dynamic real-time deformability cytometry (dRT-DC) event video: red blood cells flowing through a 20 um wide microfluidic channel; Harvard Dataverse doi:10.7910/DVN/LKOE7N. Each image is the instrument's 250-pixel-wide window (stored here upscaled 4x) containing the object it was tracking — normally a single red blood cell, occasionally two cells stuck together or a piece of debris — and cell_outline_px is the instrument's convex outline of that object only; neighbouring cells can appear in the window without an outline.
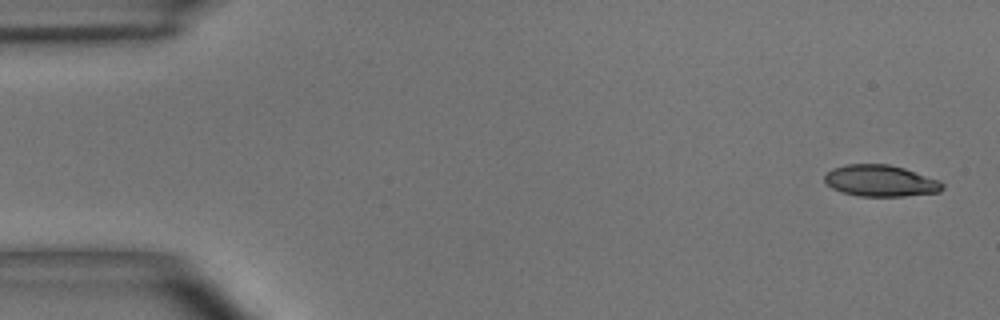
{"species": "common noctule bat (a hibernating species)", "species_latin": "Nyctalus noctula", "temperature_condition": "room temperature", "stored_images_in_passage": 5, "segment_of_instrument_passage": [2, 2], "camera_frame_rate_fps": 3000, "um_per_image_px": 0.085, "animal": {"sex": "male", "body_mass_g": 15.6}, "frame": {"image": 1, "passage_image": 5, "time_ms": 4.667, "image_size_px": [1000, 320], "cell_outline_px": [[944, 188], [940, 192], [904, 196], [860, 196], [844, 192], [832, 188], [824, 184], [824, 176], [832, 168], [848, 164], [888, 164], [904, 168], [940, 180], [944, 184]], "centroid_in_image_um": [74.85, 15.36], "position_along_channel_um": 10.1, "area_um2": 21.68}}